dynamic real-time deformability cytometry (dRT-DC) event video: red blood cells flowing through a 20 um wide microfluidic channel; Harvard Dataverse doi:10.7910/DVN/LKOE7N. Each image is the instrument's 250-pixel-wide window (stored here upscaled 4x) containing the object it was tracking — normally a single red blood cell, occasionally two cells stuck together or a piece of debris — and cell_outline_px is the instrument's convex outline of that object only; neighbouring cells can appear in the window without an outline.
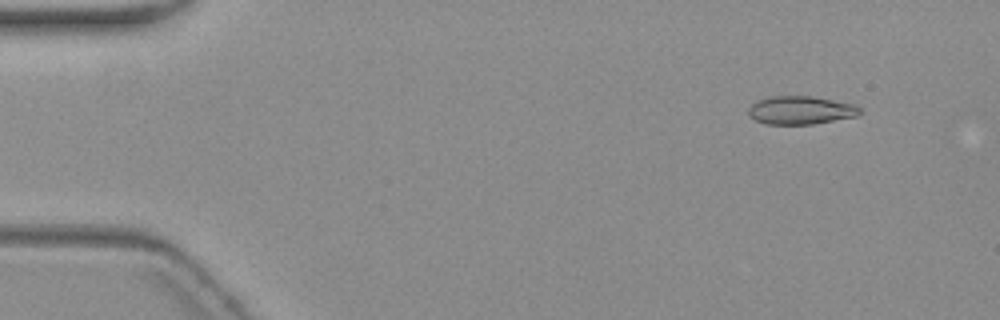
{"species": "common noctule bat (a hibernating species)", "species_latin": "Nyctalus noctula", "temperature_condition": "warm", "stored_images_in_passage": 5, "camera_frame_rate_fps": 3000, "um_per_image_px": 0.085, "animal": {"sex": "female", "body_mass_g": 19.3, "forearm_length_mm": 54.1}, "frame": {"image": 1, "passage_image": 1, "time_ms": 0.0, "image_size_px": [1000, 320], "cell_outline_px": [[860, 112], [856, 116], [812, 124], [764, 124], [756, 120], [748, 112], [748, 108], [756, 100], [768, 96], [812, 96], [852, 104], [860, 108]], "centroid_in_image_um": [68.0, 9.36], "position_along_channel_um": 17.0, "area_um2": 18.15}}
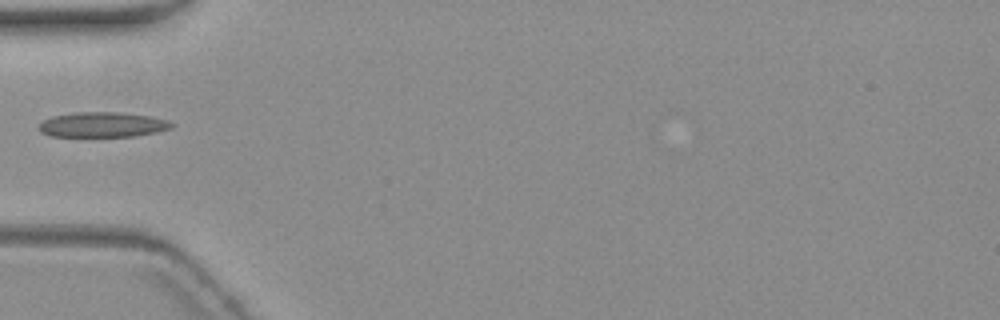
{"frame": {"image": 2, "passage_image": 5, "time_ms": 4.667, "image_size_px": [1000, 320], "cell_outline_px": [[176, 124], [172, 128], [156, 132], [132, 136], [52, 136], [40, 132], [36, 128], [44, 120], [52, 116], [76, 112], [124, 112], [152, 116], [168, 120]], "centroid_in_image_um": [8.74, 10.58], "position_along_channel_um": 76.3, "area_um2": 19.54}}